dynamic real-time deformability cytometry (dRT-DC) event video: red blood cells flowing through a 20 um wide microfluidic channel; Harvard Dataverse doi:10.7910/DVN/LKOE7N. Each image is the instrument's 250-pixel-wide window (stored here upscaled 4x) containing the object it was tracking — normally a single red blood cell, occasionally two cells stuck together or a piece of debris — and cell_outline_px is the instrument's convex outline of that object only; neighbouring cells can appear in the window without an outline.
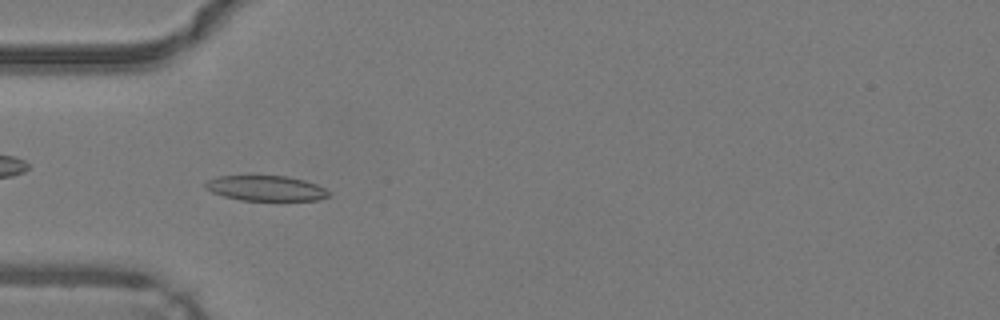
{"species": "common noctule bat (a hibernating species)", "species_latin": "Nyctalus noctula", "temperature_condition": "warm", "stored_images_in_passage": 49, "camera_frame_rate_fps": 3000, "um_per_image_px": 0.085, "animal": {"sex": "male", "body_mass_g": 19.2, "forearm_length_mm": 51.8}, "frame": {"image": 1, "passage_image": 15, "time_ms": 4.667, "image_size_px": [1000, 320], "cell_outline_px": [[328, 196], [316, 200], [240, 200], [224, 196], [212, 192], [204, 188], [204, 184], [208, 180], [216, 176], [288, 176], [304, 180], [316, 184], [324, 188], [328, 192]], "centroid_in_image_um": [22.55, 15.99], "position_along_channel_um": 62.4, "area_um2": 17.98}}
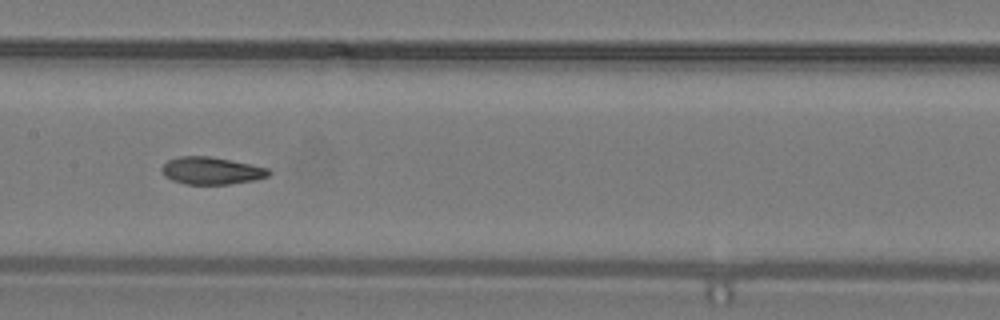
{"frame": {"image": 2, "passage_image": 24, "time_ms": 7.667, "image_size_px": [1000, 320], "cell_outline_px": [[272, 172], [268, 176], [252, 180], [228, 184], [184, 184], [172, 180], [164, 176], [160, 168], [168, 160], [180, 156], [208, 156], [268, 168]], "centroid_in_image_um": [17.92, 14.51], "position_along_channel_um": 189.5, "area_um2": 16.82}}
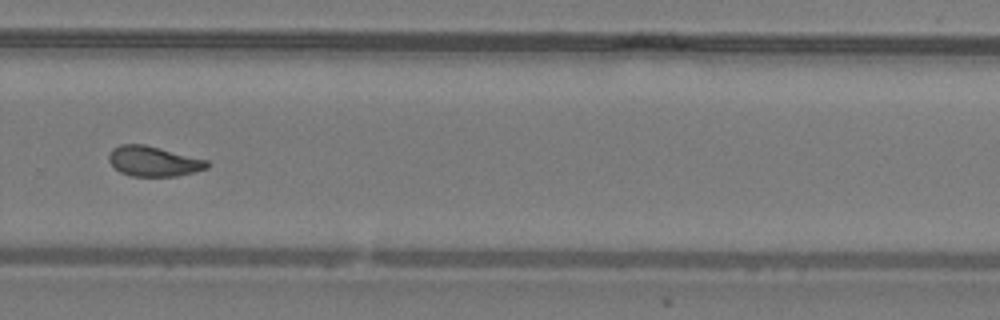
{"frame": {"image": 3, "passage_image": 33, "time_ms": 10.667, "image_size_px": [1000, 320], "cell_outline_px": [[208, 168], [176, 176], [132, 176], [120, 172], [108, 160], [108, 152], [112, 148], [120, 144], [144, 144], [208, 160]], "centroid_in_image_um": [13.01, 13.7], "position_along_channel_um": 316.8, "area_um2": 17.17}}